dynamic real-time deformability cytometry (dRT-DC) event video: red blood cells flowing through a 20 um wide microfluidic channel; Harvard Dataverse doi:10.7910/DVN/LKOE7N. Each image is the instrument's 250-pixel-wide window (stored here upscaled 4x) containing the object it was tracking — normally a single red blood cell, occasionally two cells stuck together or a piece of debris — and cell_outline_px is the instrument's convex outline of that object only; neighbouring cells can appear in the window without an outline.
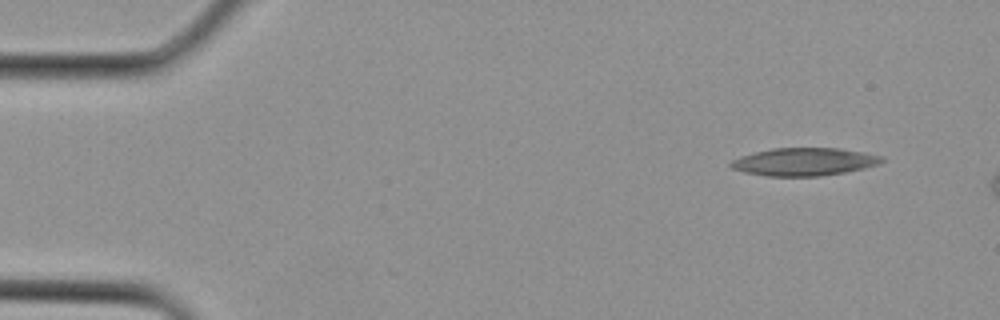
{"species": "Egyptian fruit bat (a non-hibernating species)", "species_latin": "Rousettus aegyptiacus", "temperature_condition": "cold", "stored_images_in_passage": 2, "camera_frame_rate_fps": 3000, "um_per_image_px": 0.085, "animal": {"sex": "female"}, "frame": {"image": 1, "passage_image": 1, "time_ms": 0.0, "image_size_px": [1000, 320], "cell_outline_px": [[884, 160], [880, 164], [864, 168], [844, 172], [820, 176], [768, 176], [744, 172], [732, 168], [728, 164], [732, 160], [740, 156], [772, 148], [836, 148], [864, 152], [884, 156]], "centroid_in_image_um": [68.37, 13.75], "position_along_channel_um": 16.6, "area_um2": 24.45}}